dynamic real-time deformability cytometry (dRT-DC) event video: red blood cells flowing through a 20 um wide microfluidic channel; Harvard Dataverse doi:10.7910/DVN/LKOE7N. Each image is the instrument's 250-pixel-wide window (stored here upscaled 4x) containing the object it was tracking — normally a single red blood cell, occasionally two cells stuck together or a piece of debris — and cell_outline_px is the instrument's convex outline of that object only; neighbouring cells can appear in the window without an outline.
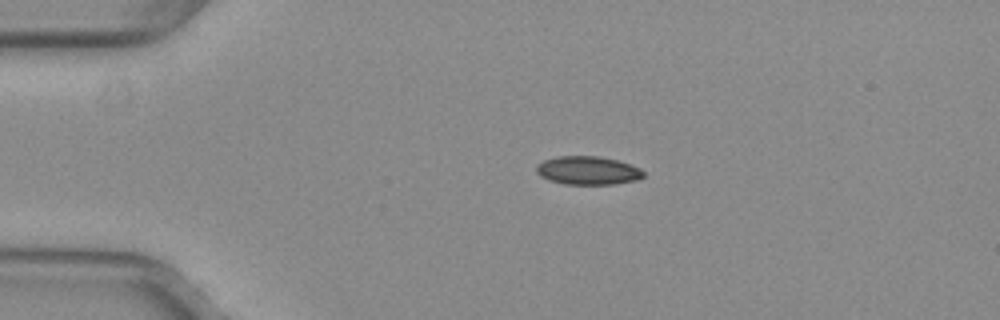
{"species": "common noctule bat (a hibernating species)", "species_latin": "Nyctalus noctula", "temperature_condition": "warm", "stored_images_in_passage": 41, "camera_frame_rate_fps": 3000, "um_per_image_px": 0.085, "animal": {"sex": "female", "body_mass_g": 29.2, "forearm_length_mm": 56.3}, "frame": {"image": 1, "passage_image": 1, "time_ms": 0.0, "image_size_px": [1000, 320], "cell_outline_px": [[644, 176], [636, 180], [616, 184], [564, 184], [548, 180], [540, 176], [536, 172], [536, 164], [544, 160], [556, 156], [600, 156], [632, 164], [640, 168], [644, 172]], "centroid_in_image_um": [49.95, 14.49], "position_along_channel_um": 35.0, "area_um2": 17.92}}
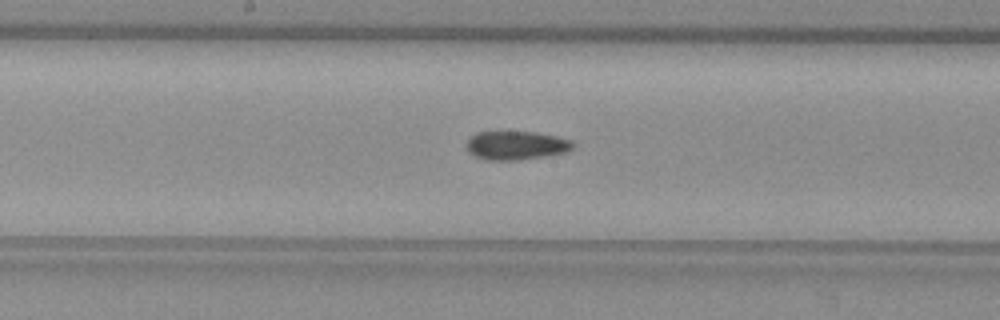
{"frame": {"image": 2, "passage_image": 17, "time_ms": 5.333, "image_size_px": [1000, 320], "cell_outline_px": [[576, 144], [568, 152], [544, 156], [516, 160], [484, 160], [468, 152], [464, 148], [464, 144], [468, 136], [476, 132], [536, 132], [556, 136], [572, 140]], "centroid_in_image_um": [43.82, 12.35], "position_along_channel_um": 204.4, "area_um2": 18.15}}
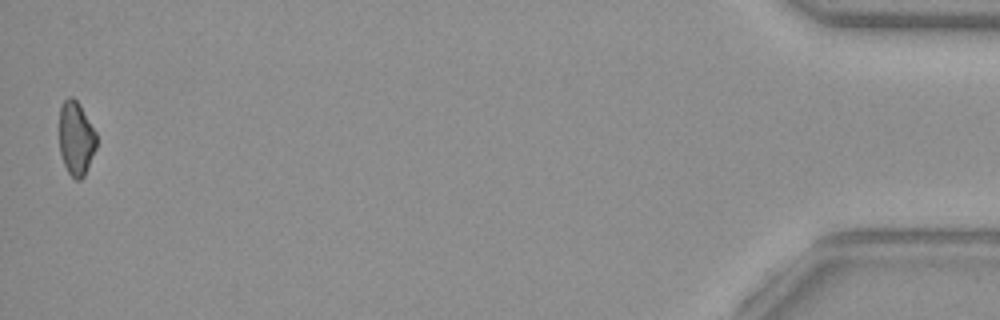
{"frame": {"image": 3, "passage_image": 41, "time_ms": 13.333, "image_size_px": [1000, 320], "cell_outline_px": [[96, 148], [84, 176], [80, 180], [76, 180], [68, 172], [64, 164], [60, 152], [60, 104], [68, 96], [72, 96], [80, 104], [96, 132]], "centroid_in_image_um": [6.46, 11.74], "position_along_channel_um": 428.7, "area_um2": 16.01}, "authors_computed_cell_mechanics": {"area_um2": 17.918, "velocity_mm_per_s": 4.0115, "shape_relaxation_time_tau1_ms": null, "shape_relaxation_time_tau2_ms": 9.4155, "deformation_change_tau1": null, "deformation_change_tau2": 0.1313}}